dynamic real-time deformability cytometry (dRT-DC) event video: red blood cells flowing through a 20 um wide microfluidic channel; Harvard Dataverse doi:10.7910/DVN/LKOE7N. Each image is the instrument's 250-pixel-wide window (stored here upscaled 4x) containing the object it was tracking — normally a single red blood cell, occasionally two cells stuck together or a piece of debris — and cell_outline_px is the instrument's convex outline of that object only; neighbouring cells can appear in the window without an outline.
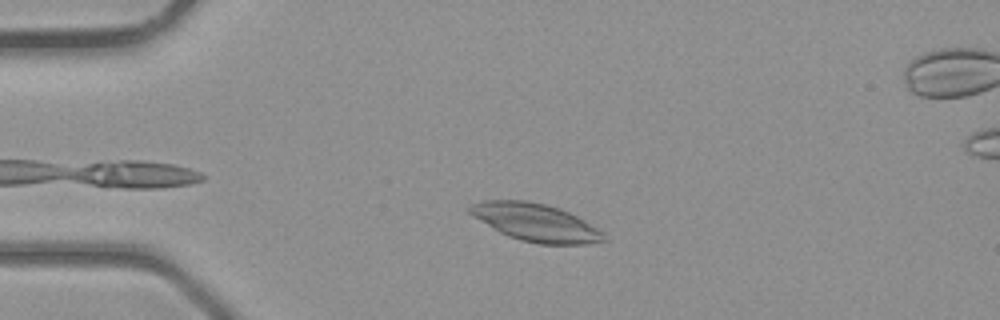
{"species": "common noctule bat (a hibernating species)", "species_latin": "Nyctalus noctula", "temperature_condition": "room temperature", "stored_images_in_passage": 35, "camera_frame_rate_fps": 3000, "um_per_image_px": 0.085, "animal": {"sex": "male", "body_mass_g": 23.1, "forearm_length_mm": 52.7}, "frame": {"image": 1, "passage_image": 7, "time_ms": 2.0, "image_size_px": [1000, 320], "cell_outline_px": [[608, 240], [588, 244], [540, 244], [520, 240], [508, 236], [500, 232], [472, 216], [464, 208], [480, 200], [528, 200], [560, 208], [584, 220], [604, 232]], "centroid_in_image_um": [45.51, 18.9], "position_along_channel_um": 39.5, "area_um2": 29.59}}
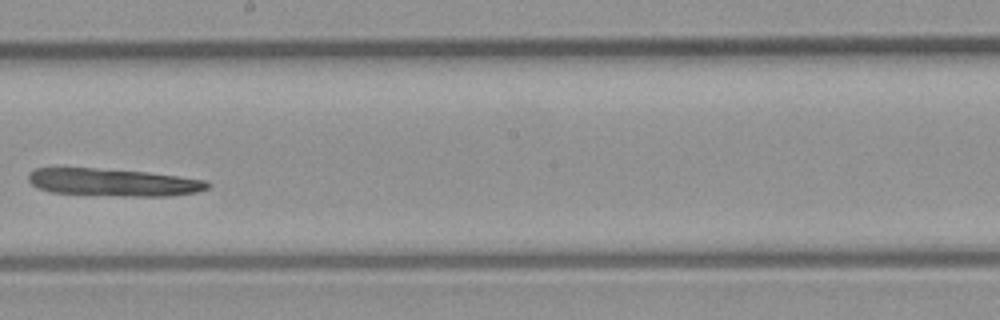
{"frame": {"image": 2, "passage_image": 21, "time_ms": 6.667, "image_size_px": [1000, 320], "cell_outline_px": [[212, 184], [208, 188], [196, 192], [168, 196], [124, 196], [52, 192], [36, 188], [28, 180], [28, 172], [36, 168], [92, 168], [148, 172], [208, 180]], "centroid_in_image_um": [9.65, 15.5], "position_along_channel_um": 238.6, "area_um2": 28.78}}
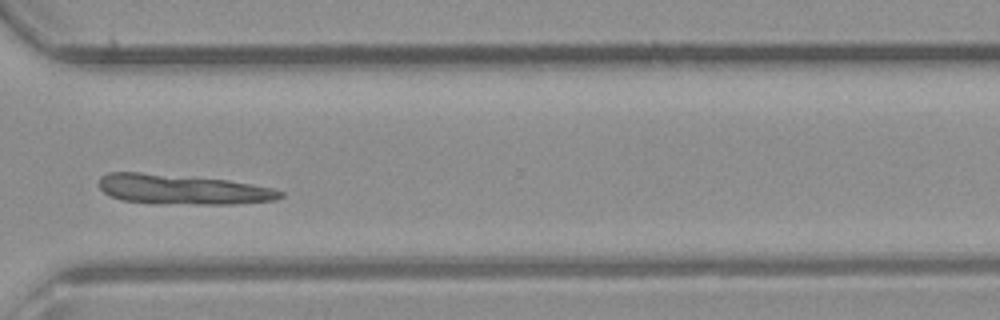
{"frame": {"image": 3, "passage_image": 28, "time_ms": 9.0, "image_size_px": [1000, 320], "cell_outline_px": [[284, 196], [276, 200], [232, 204], [156, 204], [124, 200], [108, 196], [100, 188], [100, 176], [108, 172], [140, 172], [228, 180], [252, 184], [272, 188], [284, 192]], "centroid_in_image_um": [15.51, 16.11], "position_along_channel_um": 355.1, "area_um2": 31.73}}